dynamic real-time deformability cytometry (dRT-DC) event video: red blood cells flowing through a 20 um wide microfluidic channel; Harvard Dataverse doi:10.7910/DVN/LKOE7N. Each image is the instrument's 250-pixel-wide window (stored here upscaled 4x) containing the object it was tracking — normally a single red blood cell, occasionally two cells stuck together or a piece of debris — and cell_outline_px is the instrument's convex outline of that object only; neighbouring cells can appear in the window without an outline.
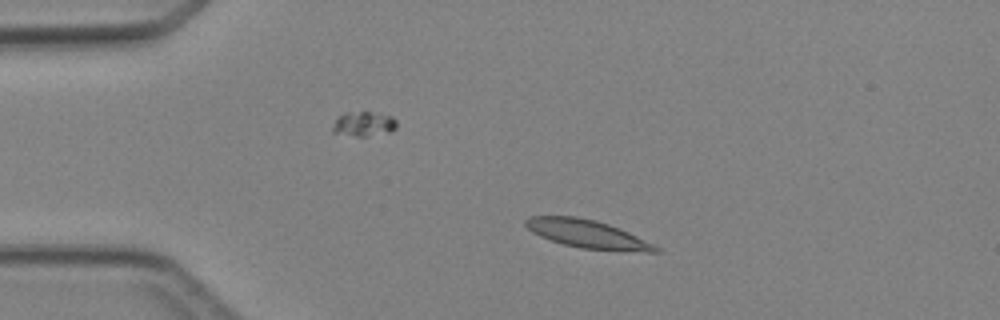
{"species": "Egyptian fruit bat (a non-hibernating species)", "species_latin": "Rousettus aegyptiacus", "temperature_condition": "cold", "stored_images_in_passage": 3, "camera_frame_rate_fps": 3000, "um_per_image_px": 0.085, "animal": {"sex": "female"}, "frame": {"image": 1, "passage_image": 2, "time_ms": 1.333, "image_size_px": [1000, 320], "cell_outline_px": [[664, 252], [648, 252], [580, 248], [564, 244], [540, 236], [532, 232], [524, 224], [524, 220], [528, 216], [576, 216], [596, 220], [608, 224], [628, 232], [660, 248]], "centroid_in_image_um": [49.9, 19.88], "position_along_channel_um": 35.1, "area_um2": 21.1}}